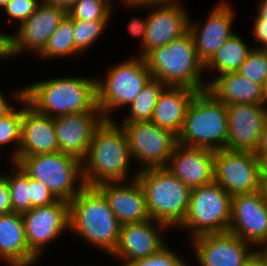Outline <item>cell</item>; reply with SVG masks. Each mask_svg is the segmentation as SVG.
<instances>
[{"label": "cell", "instance_id": "6da1fadb", "mask_svg": "<svg viewBox=\"0 0 267 266\" xmlns=\"http://www.w3.org/2000/svg\"><path fill=\"white\" fill-rule=\"evenodd\" d=\"M132 160L128 142L120 123L104 119L96 128L86 157L82 160L85 186L96 187L106 182H126L137 178L130 175ZM130 171V172H129ZM135 173V174H134Z\"/></svg>", "mask_w": 267, "mask_h": 266}, {"label": "cell", "instance_id": "7a4b0ae2", "mask_svg": "<svg viewBox=\"0 0 267 266\" xmlns=\"http://www.w3.org/2000/svg\"><path fill=\"white\" fill-rule=\"evenodd\" d=\"M57 76L23 86V97L38 113L57 117L97 107L96 77Z\"/></svg>", "mask_w": 267, "mask_h": 266}, {"label": "cell", "instance_id": "3957f363", "mask_svg": "<svg viewBox=\"0 0 267 266\" xmlns=\"http://www.w3.org/2000/svg\"><path fill=\"white\" fill-rule=\"evenodd\" d=\"M120 227L107 200L96 187L85 186L69 202V232L108 257L116 249Z\"/></svg>", "mask_w": 267, "mask_h": 266}, {"label": "cell", "instance_id": "277c9868", "mask_svg": "<svg viewBox=\"0 0 267 266\" xmlns=\"http://www.w3.org/2000/svg\"><path fill=\"white\" fill-rule=\"evenodd\" d=\"M152 78L166 86H184L196 91L208 89L204 63L199 59L188 31L165 46L153 48L145 56Z\"/></svg>", "mask_w": 267, "mask_h": 266}, {"label": "cell", "instance_id": "5b68a950", "mask_svg": "<svg viewBox=\"0 0 267 266\" xmlns=\"http://www.w3.org/2000/svg\"><path fill=\"white\" fill-rule=\"evenodd\" d=\"M228 139L227 107L208 90L191 100L177 143L213 151L226 149Z\"/></svg>", "mask_w": 267, "mask_h": 266}, {"label": "cell", "instance_id": "8992f818", "mask_svg": "<svg viewBox=\"0 0 267 266\" xmlns=\"http://www.w3.org/2000/svg\"><path fill=\"white\" fill-rule=\"evenodd\" d=\"M137 180L144 190L150 218L177 229L187 215L191 189L166 168L139 171Z\"/></svg>", "mask_w": 267, "mask_h": 266}, {"label": "cell", "instance_id": "52a82bcc", "mask_svg": "<svg viewBox=\"0 0 267 266\" xmlns=\"http://www.w3.org/2000/svg\"><path fill=\"white\" fill-rule=\"evenodd\" d=\"M105 73L104 78H96L97 107L105 119L113 120L115 111L127 109L152 75L145 58L137 55L115 63Z\"/></svg>", "mask_w": 267, "mask_h": 266}, {"label": "cell", "instance_id": "ba28073f", "mask_svg": "<svg viewBox=\"0 0 267 266\" xmlns=\"http://www.w3.org/2000/svg\"><path fill=\"white\" fill-rule=\"evenodd\" d=\"M31 178L43 183L51 193L68 203L85 187L82 161L61 153L17 156L15 162Z\"/></svg>", "mask_w": 267, "mask_h": 266}, {"label": "cell", "instance_id": "9c48e42d", "mask_svg": "<svg viewBox=\"0 0 267 266\" xmlns=\"http://www.w3.org/2000/svg\"><path fill=\"white\" fill-rule=\"evenodd\" d=\"M231 201L232 196L216 182L191 189L187 215L177 230L188 231L190 239L208 233L227 232Z\"/></svg>", "mask_w": 267, "mask_h": 266}, {"label": "cell", "instance_id": "30bf717a", "mask_svg": "<svg viewBox=\"0 0 267 266\" xmlns=\"http://www.w3.org/2000/svg\"><path fill=\"white\" fill-rule=\"evenodd\" d=\"M183 5L180 0L122 4L124 8H145L149 12L144 45L137 56L144 57L153 48L168 45L189 31L190 13Z\"/></svg>", "mask_w": 267, "mask_h": 266}, {"label": "cell", "instance_id": "8fae6325", "mask_svg": "<svg viewBox=\"0 0 267 266\" xmlns=\"http://www.w3.org/2000/svg\"><path fill=\"white\" fill-rule=\"evenodd\" d=\"M128 142L131 160L137 172L165 168L177 144V135L152 122L120 123Z\"/></svg>", "mask_w": 267, "mask_h": 266}, {"label": "cell", "instance_id": "7c38bea8", "mask_svg": "<svg viewBox=\"0 0 267 266\" xmlns=\"http://www.w3.org/2000/svg\"><path fill=\"white\" fill-rule=\"evenodd\" d=\"M214 182L231 196L261 190L264 184L262 162L253 152L216 150Z\"/></svg>", "mask_w": 267, "mask_h": 266}, {"label": "cell", "instance_id": "4fadbf2b", "mask_svg": "<svg viewBox=\"0 0 267 266\" xmlns=\"http://www.w3.org/2000/svg\"><path fill=\"white\" fill-rule=\"evenodd\" d=\"M29 251L39 260L44 249L63 232H69V203L58 199L41 207H34L22 214Z\"/></svg>", "mask_w": 267, "mask_h": 266}, {"label": "cell", "instance_id": "5bb4252c", "mask_svg": "<svg viewBox=\"0 0 267 266\" xmlns=\"http://www.w3.org/2000/svg\"><path fill=\"white\" fill-rule=\"evenodd\" d=\"M67 11L41 2L33 15L21 23L15 33H10L11 58L32 53L38 56L45 48L49 37L57 29Z\"/></svg>", "mask_w": 267, "mask_h": 266}, {"label": "cell", "instance_id": "9a60e30c", "mask_svg": "<svg viewBox=\"0 0 267 266\" xmlns=\"http://www.w3.org/2000/svg\"><path fill=\"white\" fill-rule=\"evenodd\" d=\"M199 266H245L254 246L231 233H208L190 239Z\"/></svg>", "mask_w": 267, "mask_h": 266}, {"label": "cell", "instance_id": "2e32d148", "mask_svg": "<svg viewBox=\"0 0 267 266\" xmlns=\"http://www.w3.org/2000/svg\"><path fill=\"white\" fill-rule=\"evenodd\" d=\"M228 231L254 248L267 243V201L263 189L232 196Z\"/></svg>", "mask_w": 267, "mask_h": 266}, {"label": "cell", "instance_id": "e0dca14e", "mask_svg": "<svg viewBox=\"0 0 267 266\" xmlns=\"http://www.w3.org/2000/svg\"><path fill=\"white\" fill-rule=\"evenodd\" d=\"M171 230L167 225L152 219L139 223H126L120 227L119 241L109 256L126 266L136 259L158 253L168 242L164 231Z\"/></svg>", "mask_w": 267, "mask_h": 266}, {"label": "cell", "instance_id": "ac0fdd59", "mask_svg": "<svg viewBox=\"0 0 267 266\" xmlns=\"http://www.w3.org/2000/svg\"><path fill=\"white\" fill-rule=\"evenodd\" d=\"M227 0H219L209 11L207 19L201 24L190 16L189 32L191 33L199 59L204 65L212 58L221 45L235 34L233 27L235 9Z\"/></svg>", "mask_w": 267, "mask_h": 266}, {"label": "cell", "instance_id": "d6986e66", "mask_svg": "<svg viewBox=\"0 0 267 266\" xmlns=\"http://www.w3.org/2000/svg\"><path fill=\"white\" fill-rule=\"evenodd\" d=\"M104 119L98 107L91 112L54 117L59 151L82 161L87 155L96 128Z\"/></svg>", "mask_w": 267, "mask_h": 266}, {"label": "cell", "instance_id": "ffe728a7", "mask_svg": "<svg viewBox=\"0 0 267 266\" xmlns=\"http://www.w3.org/2000/svg\"><path fill=\"white\" fill-rule=\"evenodd\" d=\"M227 107L226 149L255 152L267 119V108L258 104H231Z\"/></svg>", "mask_w": 267, "mask_h": 266}, {"label": "cell", "instance_id": "44dd1931", "mask_svg": "<svg viewBox=\"0 0 267 266\" xmlns=\"http://www.w3.org/2000/svg\"><path fill=\"white\" fill-rule=\"evenodd\" d=\"M165 168L190 189L214 182V151L176 144Z\"/></svg>", "mask_w": 267, "mask_h": 266}, {"label": "cell", "instance_id": "7402d4cb", "mask_svg": "<svg viewBox=\"0 0 267 266\" xmlns=\"http://www.w3.org/2000/svg\"><path fill=\"white\" fill-rule=\"evenodd\" d=\"M96 188L103 194L121 225L151 219L144 190L137 178L126 182H106Z\"/></svg>", "mask_w": 267, "mask_h": 266}, {"label": "cell", "instance_id": "603a6c76", "mask_svg": "<svg viewBox=\"0 0 267 266\" xmlns=\"http://www.w3.org/2000/svg\"><path fill=\"white\" fill-rule=\"evenodd\" d=\"M58 151L54 118L38 113L23 97L21 142L18 156L48 154Z\"/></svg>", "mask_w": 267, "mask_h": 266}, {"label": "cell", "instance_id": "cb8c5ba5", "mask_svg": "<svg viewBox=\"0 0 267 266\" xmlns=\"http://www.w3.org/2000/svg\"><path fill=\"white\" fill-rule=\"evenodd\" d=\"M0 260L8 266H34L38 262L27 245L22 214L0 215Z\"/></svg>", "mask_w": 267, "mask_h": 266}, {"label": "cell", "instance_id": "d4e9b609", "mask_svg": "<svg viewBox=\"0 0 267 266\" xmlns=\"http://www.w3.org/2000/svg\"><path fill=\"white\" fill-rule=\"evenodd\" d=\"M197 92L184 86H166L158 97L150 122L178 135L188 106Z\"/></svg>", "mask_w": 267, "mask_h": 266}, {"label": "cell", "instance_id": "484cf974", "mask_svg": "<svg viewBox=\"0 0 267 266\" xmlns=\"http://www.w3.org/2000/svg\"><path fill=\"white\" fill-rule=\"evenodd\" d=\"M208 91L226 106L231 104L262 105V85L238 72H228L209 78Z\"/></svg>", "mask_w": 267, "mask_h": 266}, {"label": "cell", "instance_id": "4316f807", "mask_svg": "<svg viewBox=\"0 0 267 266\" xmlns=\"http://www.w3.org/2000/svg\"><path fill=\"white\" fill-rule=\"evenodd\" d=\"M240 33L233 34L215 52L205 64V71L217 72L216 76L228 72H237L254 47L247 44Z\"/></svg>", "mask_w": 267, "mask_h": 266}, {"label": "cell", "instance_id": "83f0119b", "mask_svg": "<svg viewBox=\"0 0 267 266\" xmlns=\"http://www.w3.org/2000/svg\"><path fill=\"white\" fill-rule=\"evenodd\" d=\"M12 98L22 107L17 108L14 106L10 111H8L5 115L0 117V153L3 154L4 151L1 152L2 148L6 147L8 144L13 145L14 148L9 155L10 163H15L18 156L19 146L21 142V121L23 117V87L12 91Z\"/></svg>", "mask_w": 267, "mask_h": 266}, {"label": "cell", "instance_id": "f1b7e54d", "mask_svg": "<svg viewBox=\"0 0 267 266\" xmlns=\"http://www.w3.org/2000/svg\"><path fill=\"white\" fill-rule=\"evenodd\" d=\"M73 19L67 14L61 21L54 33L49 37L44 50L37 56L42 59L53 61V59L74 58L81 54L76 50L73 41Z\"/></svg>", "mask_w": 267, "mask_h": 266}, {"label": "cell", "instance_id": "f546056e", "mask_svg": "<svg viewBox=\"0 0 267 266\" xmlns=\"http://www.w3.org/2000/svg\"><path fill=\"white\" fill-rule=\"evenodd\" d=\"M166 87L161 81L151 78L127 108V115L120 123L149 122L159 95Z\"/></svg>", "mask_w": 267, "mask_h": 266}, {"label": "cell", "instance_id": "4dcf8cb0", "mask_svg": "<svg viewBox=\"0 0 267 266\" xmlns=\"http://www.w3.org/2000/svg\"><path fill=\"white\" fill-rule=\"evenodd\" d=\"M10 170L2 175L7 179L12 211L23 214L31 210L29 176L16 163H9ZM13 164V165H12ZM10 173V174H9Z\"/></svg>", "mask_w": 267, "mask_h": 266}, {"label": "cell", "instance_id": "1f68e13d", "mask_svg": "<svg viewBox=\"0 0 267 266\" xmlns=\"http://www.w3.org/2000/svg\"><path fill=\"white\" fill-rule=\"evenodd\" d=\"M111 20L82 21L73 19V41L76 50L82 55L95 44L106 31Z\"/></svg>", "mask_w": 267, "mask_h": 266}, {"label": "cell", "instance_id": "d6a6232c", "mask_svg": "<svg viewBox=\"0 0 267 266\" xmlns=\"http://www.w3.org/2000/svg\"><path fill=\"white\" fill-rule=\"evenodd\" d=\"M114 8L106 0H76L67 14L82 21L112 20Z\"/></svg>", "mask_w": 267, "mask_h": 266}, {"label": "cell", "instance_id": "836d02e7", "mask_svg": "<svg viewBox=\"0 0 267 266\" xmlns=\"http://www.w3.org/2000/svg\"><path fill=\"white\" fill-rule=\"evenodd\" d=\"M237 72L262 85L267 80V49L253 48Z\"/></svg>", "mask_w": 267, "mask_h": 266}, {"label": "cell", "instance_id": "e575fe53", "mask_svg": "<svg viewBox=\"0 0 267 266\" xmlns=\"http://www.w3.org/2000/svg\"><path fill=\"white\" fill-rule=\"evenodd\" d=\"M168 244L158 253L145 258L136 259L129 262L126 266H189V262L185 261L184 255L174 251ZM178 252V253H177Z\"/></svg>", "mask_w": 267, "mask_h": 266}, {"label": "cell", "instance_id": "d590c367", "mask_svg": "<svg viewBox=\"0 0 267 266\" xmlns=\"http://www.w3.org/2000/svg\"><path fill=\"white\" fill-rule=\"evenodd\" d=\"M42 0H10L2 9L8 17L6 23L21 24L34 14Z\"/></svg>", "mask_w": 267, "mask_h": 266}, {"label": "cell", "instance_id": "8d00e7d4", "mask_svg": "<svg viewBox=\"0 0 267 266\" xmlns=\"http://www.w3.org/2000/svg\"><path fill=\"white\" fill-rule=\"evenodd\" d=\"M31 209L34 207L47 206L58 199L41 182L29 177Z\"/></svg>", "mask_w": 267, "mask_h": 266}, {"label": "cell", "instance_id": "74e56055", "mask_svg": "<svg viewBox=\"0 0 267 266\" xmlns=\"http://www.w3.org/2000/svg\"><path fill=\"white\" fill-rule=\"evenodd\" d=\"M251 27L252 38L255 40V43H259L253 47L258 49H267V22L256 14L253 26Z\"/></svg>", "mask_w": 267, "mask_h": 266}, {"label": "cell", "instance_id": "f35d334b", "mask_svg": "<svg viewBox=\"0 0 267 266\" xmlns=\"http://www.w3.org/2000/svg\"><path fill=\"white\" fill-rule=\"evenodd\" d=\"M147 22H148V16L143 17V19L140 16L139 17L136 16L131 18L127 25L128 28L127 30L129 31L128 33L130 34V36L135 37L137 39L139 37V41L141 42L139 44L140 47L139 50H141L144 45Z\"/></svg>", "mask_w": 267, "mask_h": 266}, {"label": "cell", "instance_id": "ab89813d", "mask_svg": "<svg viewBox=\"0 0 267 266\" xmlns=\"http://www.w3.org/2000/svg\"><path fill=\"white\" fill-rule=\"evenodd\" d=\"M10 190L7 179L0 174V215L12 213Z\"/></svg>", "mask_w": 267, "mask_h": 266}, {"label": "cell", "instance_id": "60d3db41", "mask_svg": "<svg viewBox=\"0 0 267 266\" xmlns=\"http://www.w3.org/2000/svg\"><path fill=\"white\" fill-rule=\"evenodd\" d=\"M255 156L262 162L267 157V119L259 137L258 146L254 152Z\"/></svg>", "mask_w": 267, "mask_h": 266}, {"label": "cell", "instance_id": "b9f144b4", "mask_svg": "<svg viewBox=\"0 0 267 266\" xmlns=\"http://www.w3.org/2000/svg\"><path fill=\"white\" fill-rule=\"evenodd\" d=\"M10 58V33H6L0 30V60H8Z\"/></svg>", "mask_w": 267, "mask_h": 266}, {"label": "cell", "instance_id": "7bdbcfd3", "mask_svg": "<svg viewBox=\"0 0 267 266\" xmlns=\"http://www.w3.org/2000/svg\"><path fill=\"white\" fill-rule=\"evenodd\" d=\"M42 2L55 7L63 8L68 12L76 0H42Z\"/></svg>", "mask_w": 267, "mask_h": 266}, {"label": "cell", "instance_id": "ee69618b", "mask_svg": "<svg viewBox=\"0 0 267 266\" xmlns=\"http://www.w3.org/2000/svg\"><path fill=\"white\" fill-rule=\"evenodd\" d=\"M11 100L5 96V93L0 89V117L5 115L14 107V103H10Z\"/></svg>", "mask_w": 267, "mask_h": 266}, {"label": "cell", "instance_id": "f6af8a7d", "mask_svg": "<svg viewBox=\"0 0 267 266\" xmlns=\"http://www.w3.org/2000/svg\"><path fill=\"white\" fill-rule=\"evenodd\" d=\"M245 266H267L263 258L254 251L253 254L248 258Z\"/></svg>", "mask_w": 267, "mask_h": 266}, {"label": "cell", "instance_id": "bcb514c9", "mask_svg": "<svg viewBox=\"0 0 267 266\" xmlns=\"http://www.w3.org/2000/svg\"><path fill=\"white\" fill-rule=\"evenodd\" d=\"M257 14L267 22V0H258Z\"/></svg>", "mask_w": 267, "mask_h": 266}, {"label": "cell", "instance_id": "7dc6e473", "mask_svg": "<svg viewBox=\"0 0 267 266\" xmlns=\"http://www.w3.org/2000/svg\"><path fill=\"white\" fill-rule=\"evenodd\" d=\"M255 251L263 258L267 265V243L255 247Z\"/></svg>", "mask_w": 267, "mask_h": 266}, {"label": "cell", "instance_id": "c3c4849f", "mask_svg": "<svg viewBox=\"0 0 267 266\" xmlns=\"http://www.w3.org/2000/svg\"><path fill=\"white\" fill-rule=\"evenodd\" d=\"M262 105L267 108V80L262 84Z\"/></svg>", "mask_w": 267, "mask_h": 266}, {"label": "cell", "instance_id": "681fc988", "mask_svg": "<svg viewBox=\"0 0 267 266\" xmlns=\"http://www.w3.org/2000/svg\"><path fill=\"white\" fill-rule=\"evenodd\" d=\"M263 183H267V157L262 161Z\"/></svg>", "mask_w": 267, "mask_h": 266}, {"label": "cell", "instance_id": "f907efd6", "mask_svg": "<svg viewBox=\"0 0 267 266\" xmlns=\"http://www.w3.org/2000/svg\"><path fill=\"white\" fill-rule=\"evenodd\" d=\"M112 7H114V3L116 2V1H114V0H106ZM114 1V2H113ZM120 3H121V5L122 4H127V0H120Z\"/></svg>", "mask_w": 267, "mask_h": 266}, {"label": "cell", "instance_id": "816d5d0a", "mask_svg": "<svg viewBox=\"0 0 267 266\" xmlns=\"http://www.w3.org/2000/svg\"><path fill=\"white\" fill-rule=\"evenodd\" d=\"M10 0H0V10H2Z\"/></svg>", "mask_w": 267, "mask_h": 266}, {"label": "cell", "instance_id": "f5cc1de1", "mask_svg": "<svg viewBox=\"0 0 267 266\" xmlns=\"http://www.w3.org/2000/svg\"><path fill=\"white\" fill-rule=\"evenodd\" d=\"M263 192H264V194H265L266 201H267V183H264V184H263Z\"/></svg>", "mask_w": 267, "mask_h": 266}]
</instances>
